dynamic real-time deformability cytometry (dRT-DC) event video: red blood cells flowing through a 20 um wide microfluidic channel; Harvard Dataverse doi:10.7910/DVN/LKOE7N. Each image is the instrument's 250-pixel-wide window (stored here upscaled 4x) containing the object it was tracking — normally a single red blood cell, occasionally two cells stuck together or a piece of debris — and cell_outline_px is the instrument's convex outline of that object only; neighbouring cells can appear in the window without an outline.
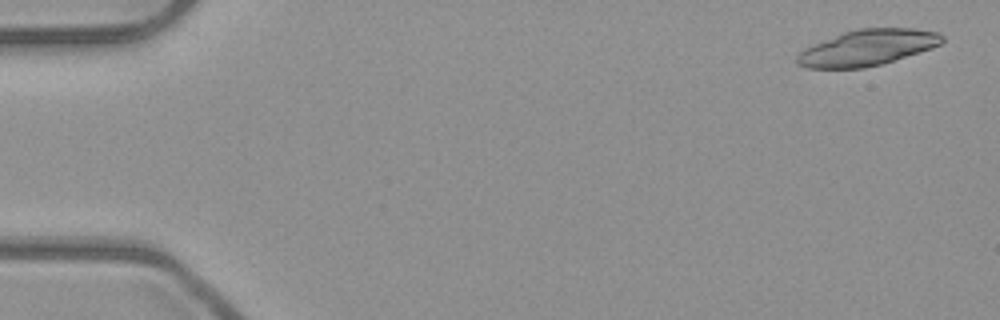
{"species": "common noctule bat (a hibernating species)", "species_latin": "Nyctalus noctula", "temperature_condition": "room temperature", "stored_images_in_passage": 5, "camera_frame_rate_fps": 3000, "um_per_image_px": 0.085, "animal": {"sex": "male", "body_mass_g": 23.1, "forearm_length_mm": 52.7}, "frame": {"image": 1, "passage_image": 1, "time_ms": 0.0, "image_size_px": [1000, 320], "cell_outline_px": [[944, 40], [940, 44], [932, 48], [880, 64], [864, 68], [808, 68], [796, 64], [796, 56], [804, 48], [812, 44], [844, 32], [860, 28], [912, 28], [936, 32], [944, 36]], "centroid_in_image_um": [73.7, 4.05], "position_along_channel_um": 11.3, "area_um2": 30.17}}